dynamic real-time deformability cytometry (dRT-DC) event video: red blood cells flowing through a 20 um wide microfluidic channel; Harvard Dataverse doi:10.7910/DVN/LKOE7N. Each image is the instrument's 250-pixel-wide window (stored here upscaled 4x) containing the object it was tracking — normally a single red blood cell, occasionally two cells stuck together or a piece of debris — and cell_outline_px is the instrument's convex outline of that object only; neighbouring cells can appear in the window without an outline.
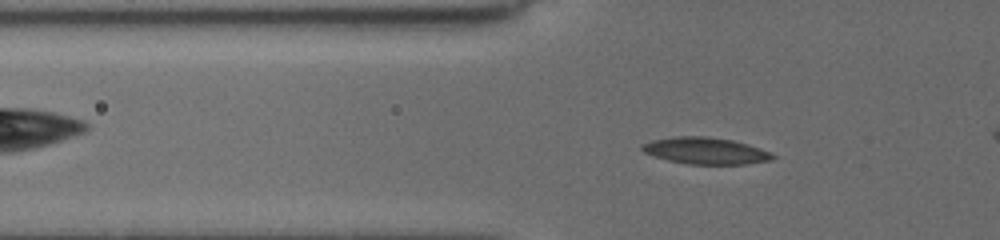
{"species": "common noctule bat (a hibernating species)", "species_latin": "Nyctalus noctula", "temperature_condition": "cold", "stored_images_in_passage": 50, "camera_frame_rate_fps": 3000, "um_per_image_px": 0.085, "animal": {"sex": "female", "body_mass_g": 19.5, "forearm_length_mm": 54.1}, "frame": {"image": 1, "passage_image": 18, "time_ms": 5.667, "image_size_px": [1000, 240], "cell_outline_px": [[776, 156], [772, 160], [744, 164], [688, 164], [668, 160], [644, 152], [640, 148], [640, 144], [652, 140], [676, 136], [708, 136], [732, 140], [748, 144], [760, 148]], "centroid_in_image_um": [59.95, 12.81], "position_along_channel_um": 65.8, "area_um2": 20.23}}
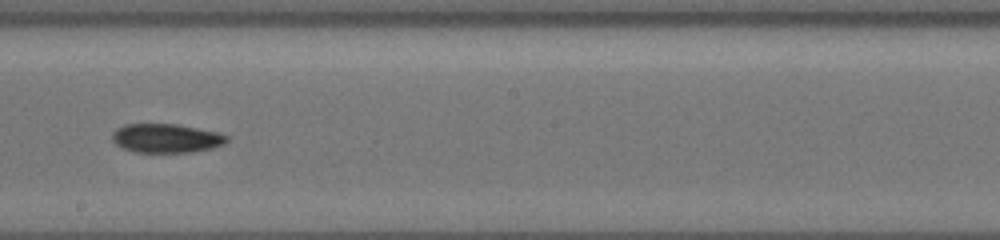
{"frame": {"image": 2, "passage_image": 32, "time_ms": 10.333, "image_size_px": [1000, 240], "cell_outline_px": [[228, 140], [224, 144], [212, 148], [192, 152], [136, 152], [124, 148], [116, 144], [112, 140], [112, 132], [116, 128], [124, 124], [176, 124], [216, 132], [228, 136]], "centroid_in_image_um": [14.1, 11.75], "position_along_channel_um": 234.1, "area_um2": 19.25}}
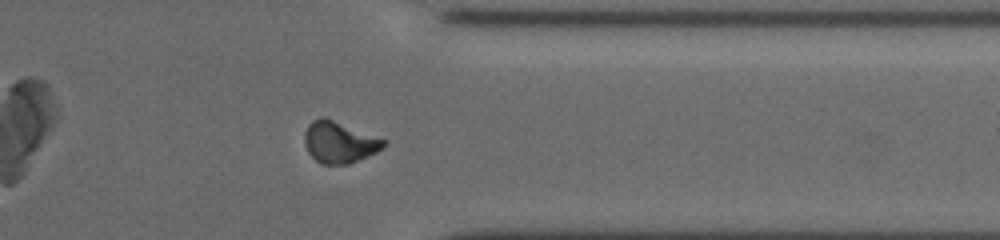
{"frame": {"image": 3, "passage_image": 44, "time_ms": 14.333, "image_size_px": [1000, 240], "cell_outline_px": [[388, 140], [376, 152], [348, 164], [320, 164], [308, 152], [304, 144], [304, 132], [308, 124], [312, 120], [324, 116]], "centroid_in_image_um": [28.81, 12.07], "position_along_channel_um": 382.6, "area_um2": 19.13}}